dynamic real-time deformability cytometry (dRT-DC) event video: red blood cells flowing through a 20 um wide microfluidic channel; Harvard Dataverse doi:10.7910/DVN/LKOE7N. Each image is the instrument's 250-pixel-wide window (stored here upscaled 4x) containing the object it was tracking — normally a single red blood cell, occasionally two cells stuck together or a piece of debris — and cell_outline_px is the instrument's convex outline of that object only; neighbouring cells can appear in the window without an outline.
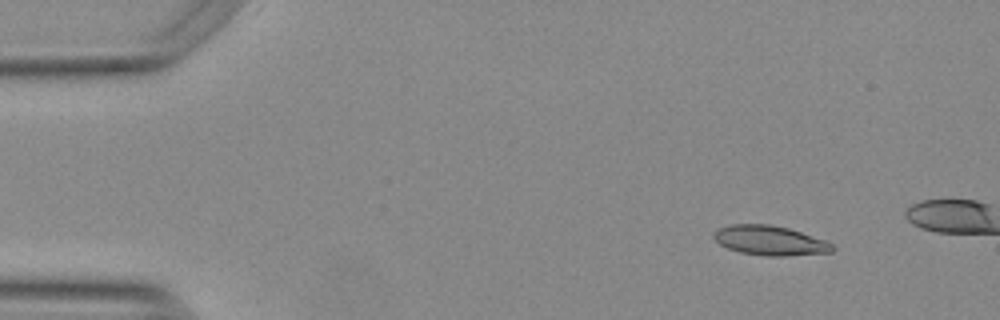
{"species": "Egyptian fruit bat (a non-hibernating species)", "species_latin": "Rousettus aegyptiacus", "temperature_condition": "warm", "stored_images_in_passage": 15, "camera_frame_rate_fps": 3000, "um_per_image_px": 0.085, "animal": {"sex": "female"}, "frame": {"image": 1, "passage_image": 5, "time_ms": 1.333, "image_size_px": [1000, 320], "cell_outline_px": [[836, 248], [832, 252], [784, 256], [768, 256], [740, 252], [728, 248], [720, 244], [712, 236], [720, 228], [728, 224], [768, 224], [788, 228], [828, 240]], "centroid_in_image_um": [65.49, 20.44], "position_along_channel_um": 19.5, "area_um2": 20.46}}